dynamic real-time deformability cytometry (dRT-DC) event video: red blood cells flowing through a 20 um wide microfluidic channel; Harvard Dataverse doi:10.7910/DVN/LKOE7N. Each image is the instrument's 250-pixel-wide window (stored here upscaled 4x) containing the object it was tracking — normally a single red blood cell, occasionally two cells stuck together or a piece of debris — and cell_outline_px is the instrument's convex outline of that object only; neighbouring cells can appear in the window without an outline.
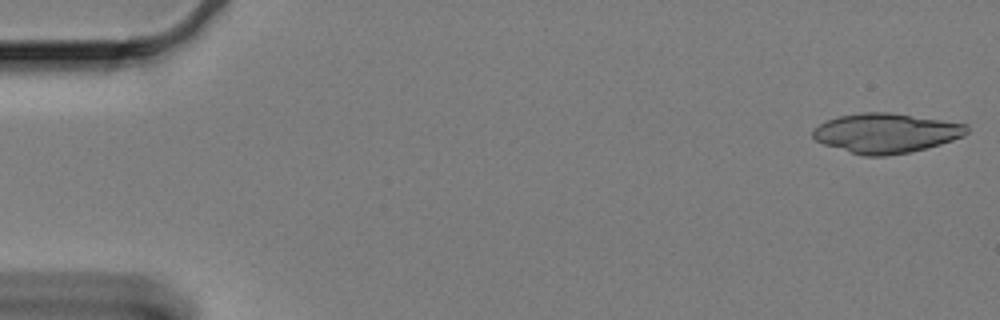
{"species": "Egyptian fruit bat (a non-hibernating species)", "species_latin": "Rousettus aegyptiacus", "temperature_condition": "cold", "stored_images_in_passage": 37, "camera_frame_rate_fps": 3000, "um_per_image_px": 0.085, "animal": {"sex": "female"}, "frame": {"image": 1, "passage_image": 1, "time_ms": 0.0, "image_size_px": [1000, 320], "cell_outline_px": [[968, 132], [964, 136], [940, 144], [908, 152], [888, 156], [864, 156], [824, 144], [816, 140], [812, 136], [812, 132], [820, 124], [828, 120], [840, 116], [860, 112], [888, 112], [968, 124]], "centroid_in_image_um": [75.32, 11.31], "position_along_channel_um": 9.7, "area_um2": 35.2}}
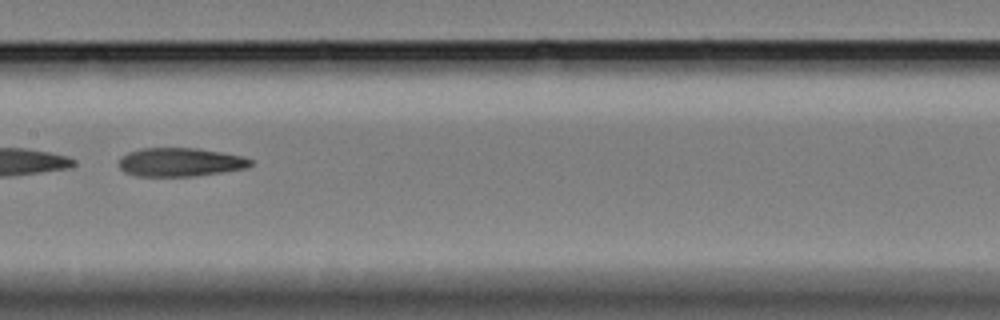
{"frame": {"image": 2, "passage_image": 30, "time_ms": 9.667, "image_size_px": [1000, 320], "cell_outline_px": [[252, 164], [248, 168], [192, 176], [136, 176], [124, 172], [120, 168], [120, 156], [128, 152], [140, 148], [200, 148], [240, 156], [252, 160]], "centroid_in_image_um": [15.28, 13.78], "position_along_channel_um": 192.1, "area_um2": 21.91}}